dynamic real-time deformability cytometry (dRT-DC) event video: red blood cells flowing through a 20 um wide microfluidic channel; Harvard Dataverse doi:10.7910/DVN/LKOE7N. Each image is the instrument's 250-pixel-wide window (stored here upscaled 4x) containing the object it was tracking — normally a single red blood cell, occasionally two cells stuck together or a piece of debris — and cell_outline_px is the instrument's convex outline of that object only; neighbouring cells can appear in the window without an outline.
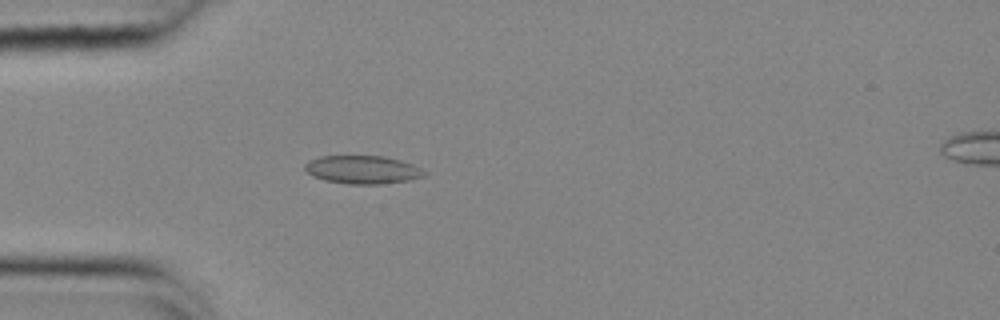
{"species": "common noctule bat (a hibernating species)", "species_latin": "Nyctalus noctula", "temperature_condition": "cold", "stored_images_in_passage": 55, "camera_frame_rate_fps": 3000, "um_per_image_px": 0.085, "animal": {"sex": "female", "body_mass_g": 25.1}, "frame": {"image": 1, "passage_image": 16, "time_ms": 5.0, "image_size_px": [1000, 320], "cell_outline_px": [[428, 172], [424, 176], [408, 180], [380, 184], [348, 184], [324, 180], [312, 176], [304, 168], [304, 164], [308, 160], [320, 156], [384, 156], [400, 160], [412, 164]], "centroid_in_image_um": [30.8, 14.42], "position_along_channel_um": 54.2, "area_um2": 19.65}}
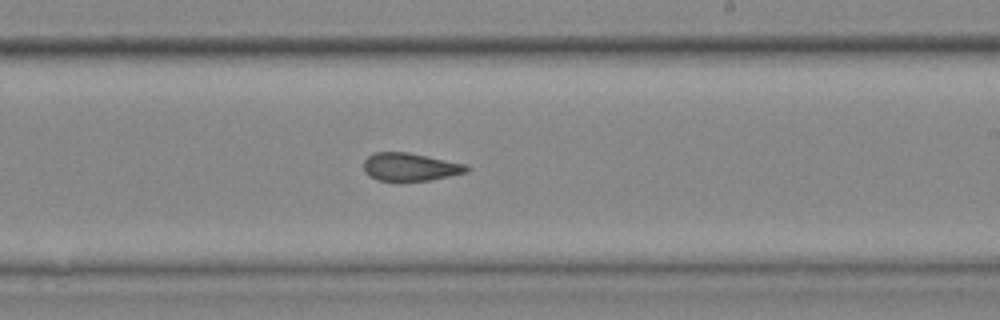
{"frame": {"image": 2, "passage_image": 33, "time_ms": 10.667, "image_size_px": [1000, 320], "cell_outline_px": [[472, 168], [468, 172], [428, 180], [376, 180], [368, 176], [364, 172], [364, 160], [368, 156], [376, 152], [408, 152], [468, 164]], "centroid_in_image_um": [34.89, 14.18], "position_along_channel_um": 254.1, "area_um2": 16.82}}
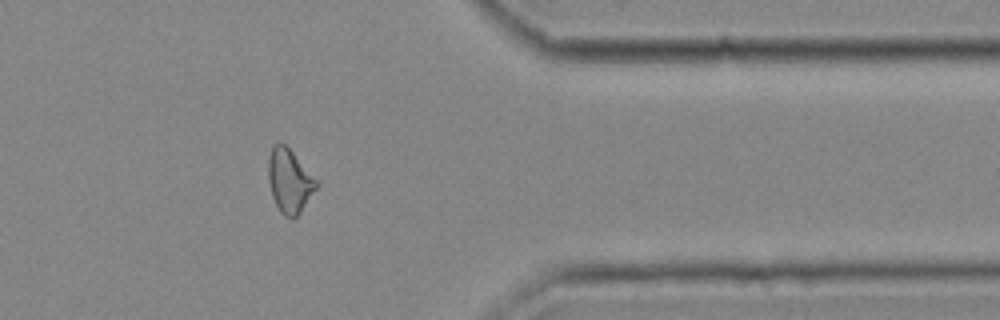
{"frame": {"image": 3, "passage_image": 45, "time_ms": 14.667, "image_size_px": [1000, 320], "cell_outline_px": [[320, 184], [300, 212], [292, 220], [284, 216], [280, 212], [272, 196], [268, 180], [268, 156], [272, 144], [276, 140], [284, 144], [320, 180]], "centroid_in_image_um": [24.62, 15.35], "position_along_channel_um": 386.8, "area_um2": 18.32}, "authors_computed_cell_mechanics": {"area_um2": 18.3226, "velocity_mm_per_s": 3.6703, "shape_relaxation_time_tau1_ms": null, "shape_relaxation_time_tau2_ms": 1.1102, "deformation_change_tau1": null, "deformation_change_tau2": 0.0396}}